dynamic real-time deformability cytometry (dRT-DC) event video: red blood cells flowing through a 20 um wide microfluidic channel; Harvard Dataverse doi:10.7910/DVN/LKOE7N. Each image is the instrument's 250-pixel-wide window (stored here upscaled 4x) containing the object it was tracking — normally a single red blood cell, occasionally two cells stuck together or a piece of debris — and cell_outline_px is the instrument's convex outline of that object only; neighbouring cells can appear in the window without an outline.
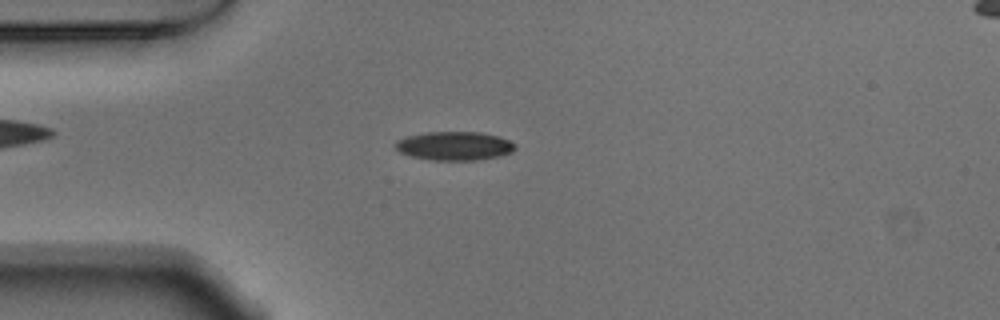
{"species": "Egyptian fruit bat (a non-hibernating species)", "species_latin": "Rousettus aegyptiacus", "temperature_condition": "warm", "stored_images_in_passage": 40, "camera_frame_rate_fps": 3000, "um_per_image_px": 0.085, "animal": {"sex": "male"}, "frame": {"image": 1, "passage_image": 1, "time_ms": 0.0, "image_size_px": [1000, 320], "cell_outline_px": [[516, 148], [512, 152], [496, 156], [476, 160], [432, 160], [412, 156], [400, 152], [392, 144], [396, 140], [404, 136], [428, 132], [480, 132], [500, 136], [516, 144]], "centroid_in_image_um": [38.6, 12.39], "position_along_channel_um": 46.4, "area_um2": 20.11}}
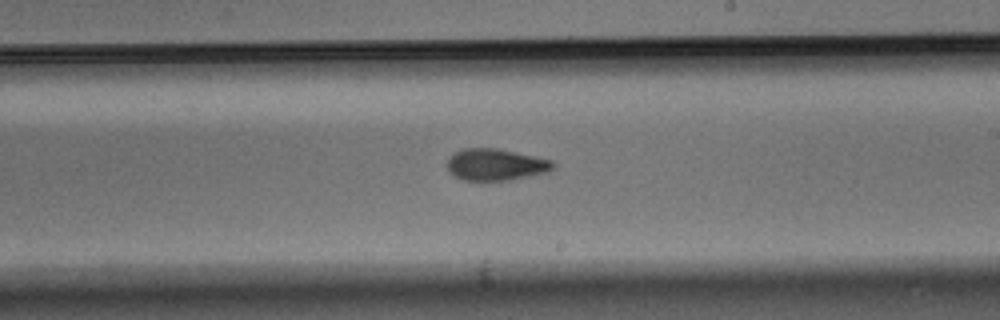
{"frame": {"image": 2, "passage_image": 18, "time_ms": 5.667, "image_size_px": [1000, 320], "cell_outline_px": [[556, 164], [548, 172], [512, 180], [460, 180], [448, 172], [448, 156], [464, 148], [496, 148], [552, 160]], "centroid_in_image_um": [42.12, 14.0], "position_along_channel_um": 246.9, "area_um2": 19.59}}
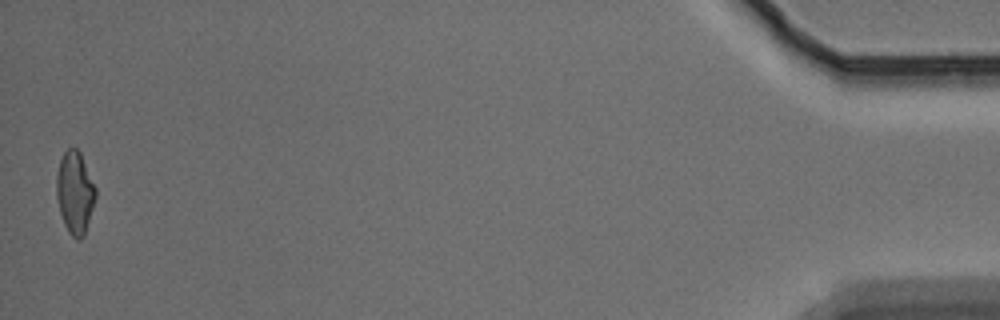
{"frame": {"image": 3, "passage_image": 40, "time_ms": 13.0, "image_size_px": [1000, 320], "cell_outline_px": [[96, 196], [84, 236], [80, 240], [76, 240], [68, 232], [64, 224], [60, 212], [56, 196], [56, 176], [60, 160], [64, 152], [68, 148], [76, 148], [80, 152], [96, 188]], "centroid_in_image_um": [6.36, 16.38], "position_along_channel_um": 428.8, "area_um2": 18.73}, "authors_computed_cell_mechanics": {"area_um2": 19.5942, "velocity_mm_per_s": 3.7741, "shape_relaxation_time_tau1_ms": 4.4616, "shape_relaxation_time_tau2_ms": 3.1587, "deformation_change_tau1": 0.1353, "deformation_change_tau2": 0.0882}}